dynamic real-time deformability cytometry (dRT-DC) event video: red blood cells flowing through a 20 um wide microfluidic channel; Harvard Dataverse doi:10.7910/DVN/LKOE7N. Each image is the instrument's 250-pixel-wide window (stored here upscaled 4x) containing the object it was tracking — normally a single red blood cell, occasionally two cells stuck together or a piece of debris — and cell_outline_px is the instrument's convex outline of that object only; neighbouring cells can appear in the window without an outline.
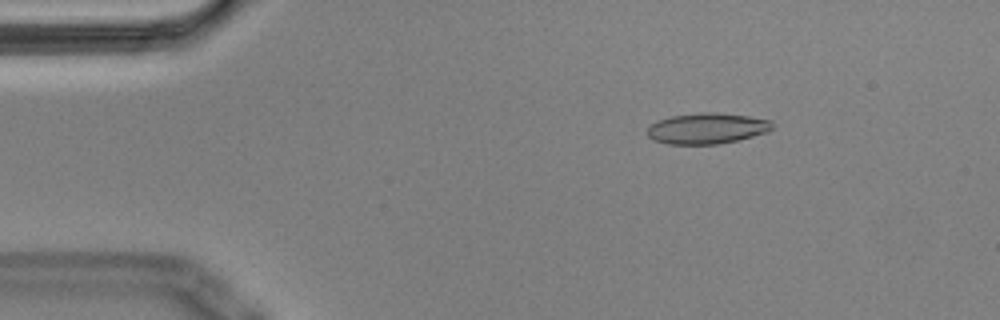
{"species": "Egyptian fruit bat (a non-hibernating species)", "species_latin": "Rousettus aegyptiacus", "temperature_condition": "cold", "stored_images_in_passage": 54, "camera_frame_rate_fps": 3000, "um_per_image_px": 0.085, "animal": {"sex": "male"}, "frame": {"image": 1, "passage_image": 8, "time_ms": 2.333, "image_size_px": [1000, 320], "cell_outline_px": [[772, 128], [768, 132], [720, 144], [668, 144], [652, 140], [648, 136], [648, 128], [656, 120], [672, 116], [700, 112], [716, 112], [748, 116], [772, 120]], "centroid_in_image_um": [60.08, 10.91], "position_along_channel_um": 24.9, "area_um2": 22.48}}
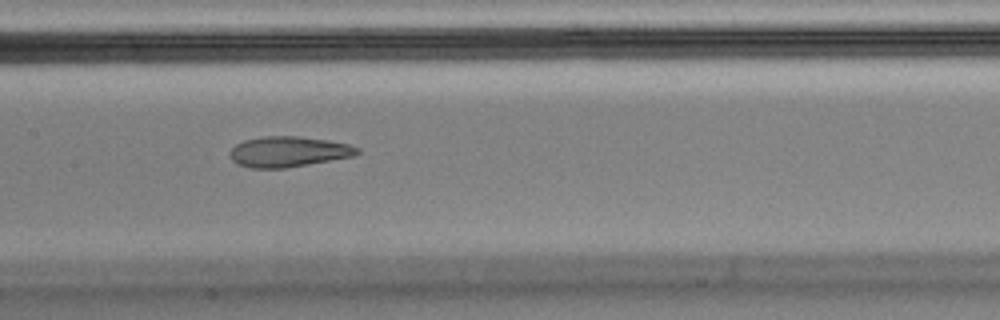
{"frame": {"image": 2, "passage_image": 26, "time_ms": 8.333, "image_size_px": [1000, 320], "cell_outline_px": [[360, 152], [356, 156], [284, 168], [248, 168], [236, 164], [232, 160], [228, 152], [236, 144], [244, 140], [264, 136], [300, 136], [328, 140], [348, 144], [360, 148]], "centroid_in_image_um": [24.51, 12.89], "position_along_channel_um": 182.9, "area_um2": 22.83}}
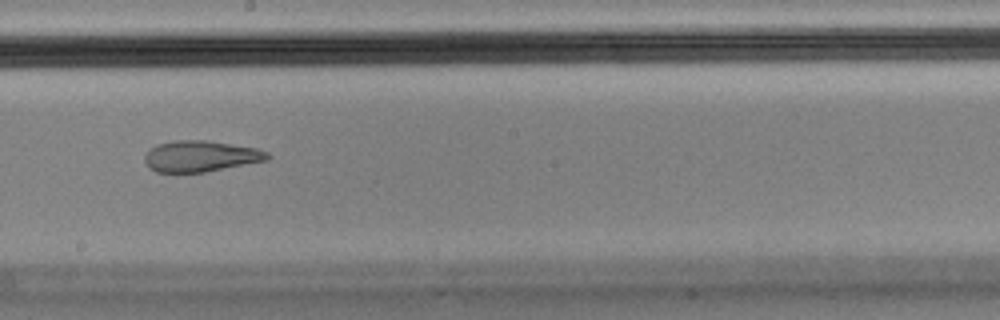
{"frame": {"image": 3, "passage_image": 30, "time_ms": 9.667, "image_size_px": [1000, 320], "cell_outline_px": [[272, 156], [268, 160], [204, 172], [176, 176], [156, 172], [148, 168], [144, 160], [144, 156], [156, 144], [176, 140], [208, 140], [256, 148], [268, 152]], "centroid_in_image_um": [17.0, 13.32], "position_along_channel_um": 231.2, "area_um2": 22.95}, "authors_computed_cell_mechanics": {"area_um2": 23.1778, "velocity_mm_per_s": 3.6454, "shape_relaxation_time_tau1_ms": null, "shape_relaxation_time_tau2_ms": 2.4785, "deformation_change_tau1": null, "deformation_change_tau2": 0.0882}}